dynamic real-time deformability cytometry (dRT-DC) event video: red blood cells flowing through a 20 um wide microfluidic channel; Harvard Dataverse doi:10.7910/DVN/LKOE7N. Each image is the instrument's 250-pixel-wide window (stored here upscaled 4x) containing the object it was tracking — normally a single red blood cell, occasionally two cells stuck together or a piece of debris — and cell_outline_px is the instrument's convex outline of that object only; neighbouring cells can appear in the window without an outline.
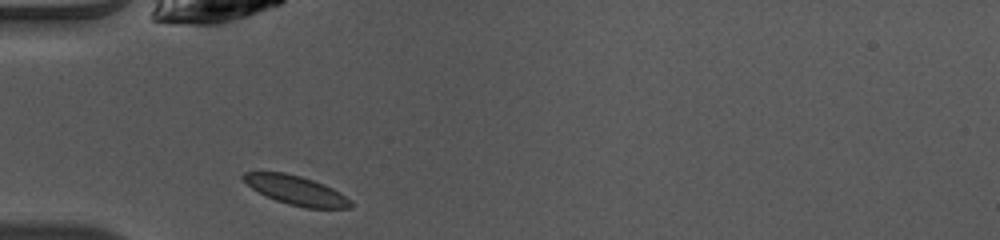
{"species": "common noctule bat (a hibernating species)", "species_latin": "Nyctalus noctula", "temperature_condition": "warm", "stored_images_in_passage": 35, "camera_frame_rate_fps": 3000, "um_per_image_px": 0.085, "animal": {"sex": "female", "body_mass_g": 10.0, "forearm_length_mm": 53.1}, "frame": {"image": 1, "passage_image": 1, "time_ms": 0.0, "image_size_px": [1000, 240], "cell_outline_px": [[352, 208], [304, 208], [288, 204], [276, 200], [252, 188], [240, 176], [244, 172], [284, 172], [300, 176], [324, 184], [340, 192], [352, 200]], "centroid_in_image_um": [25.21, 16.18], "position_along_channel_um": 59.8, "area_um2": 18.09}}
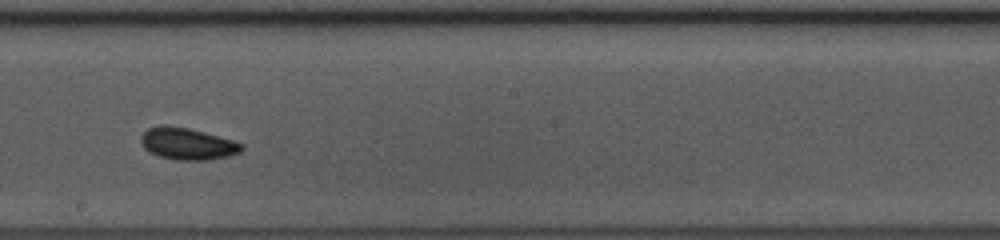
{"frame": {"image": 2, "passage_image": 14, "time_ms": 4.333, "image_size_px": [1000, 240], "cell_outline_px": [[244, 148], [240, 152], [228, 156], [208, 160], [176, 160], [160, 156], [144, 148], [140, 140], [140, 136], [148, 128], [160, 124], [164, 124], [188, 128], [204, 132], [232, 140], [244, 144]], "centroid_in_image_um": [15.93, 12.21], "position_along_channel_um": 232.3, "area_um2": 18.67}}
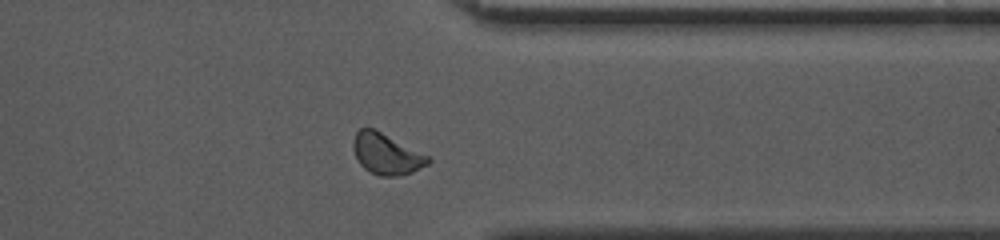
{"frame": {"image": 3, "passage_image": 25, "time_ms": 8.0, "image_size_px": [1000, 240], "cell_outline_px": [[432, 160], [428, 164], [412, 172], [396, 176], [380, 176], [364, 168], [360, 164], [352, 148], [352, 140], [356, 132], [360, 128], [376, 128], [432, 156]], "centroid_in_image_um": [32.88, 13.05], "position_along_channel_um": 378.5, "area_um2": 18.32}, "authors_computed_cell_mechanics": {"area_um2": 17.918, "velocity_mm_per_s": 4.0666, "shape_relaxation_time_tau1_ms": 5.2587, "shape_relaxation_time_tau2_ms": 2.2065, "deformation_change_tau1": 0.0995, "deformation_change_tau2": 0.0568}}